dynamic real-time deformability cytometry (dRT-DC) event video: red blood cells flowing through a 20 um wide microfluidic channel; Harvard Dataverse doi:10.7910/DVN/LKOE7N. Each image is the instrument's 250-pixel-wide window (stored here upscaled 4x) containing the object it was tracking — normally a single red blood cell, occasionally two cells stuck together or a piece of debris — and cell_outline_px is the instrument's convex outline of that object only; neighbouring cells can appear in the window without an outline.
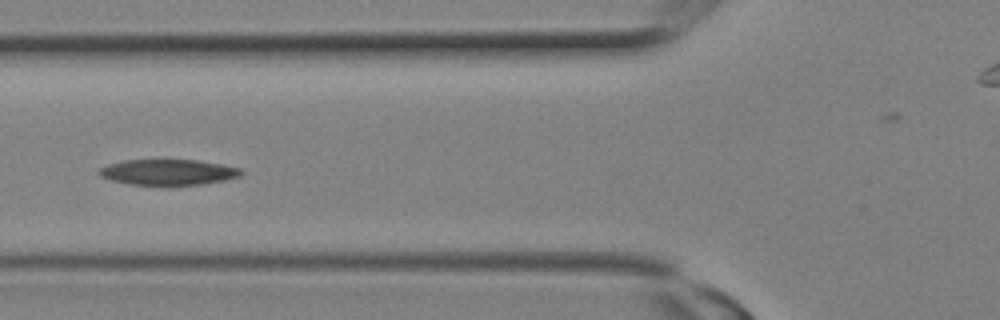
{"species": "Egyptian fruit bat (a non-hibernating species)", "species_latin": "Rousettus aegyptiacus", "temperature_condition": "room temperature", "stored_images_in_passage": 11, "camera_frame_rate_fps": 3000, "um_per_image_px": 0.085, "animal": {"sex": "female"}, "frame": {"image": 1, "passage_image": 9, "time_ms": 2.667, "image_size_px": [1000, 320], "cell_outline_px": [[244, 172], [240, 176], [224, 180], [204, 184], [168, 188], [128, 184], [112, 180], [100, 176], [96, 172], [100, 168], [108, 164], [124, 160], [196, 160], [244, 168]], "centroid_in_image_um": [14.3, 14.68], "position_along_channel_um": 111.5, "area_um2": 22.2}}